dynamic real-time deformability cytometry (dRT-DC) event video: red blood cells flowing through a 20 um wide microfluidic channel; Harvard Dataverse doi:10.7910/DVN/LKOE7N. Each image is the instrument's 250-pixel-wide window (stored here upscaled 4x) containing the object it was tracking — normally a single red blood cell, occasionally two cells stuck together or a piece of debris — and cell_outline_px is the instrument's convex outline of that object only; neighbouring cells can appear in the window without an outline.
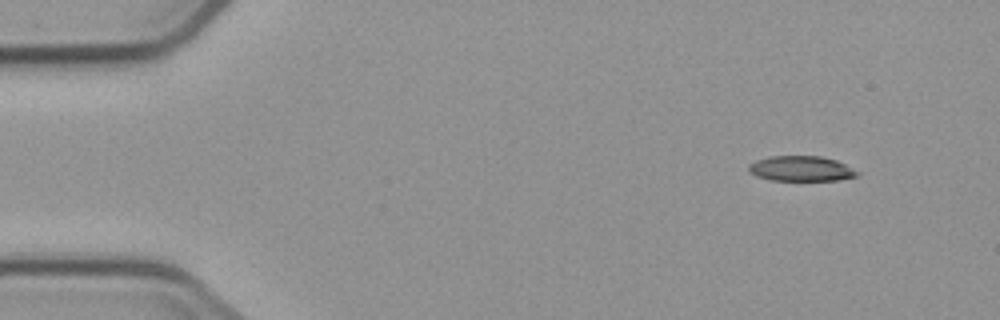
{"species": "common noctule bat (a hibernating species)", "species_latin": "Nyctalus noctula", "temperature_condition": "cold", "stored_images_in_passage": 5, "segment_of_instrument_passage": [1, 2], "camera_frame_rate_fps": 3000, "um_per_image_px": 0.085, "animal": {"sex": "male", "body_mass_g": 23.1, "forearm_length_mm": 52.7}, "frame": {"image": 1, "passage_image": 1, "time_ms": 0.0, "image_size_px": [1000, 320], "cell_outline_px": [[860, 172], [856, 176], [836, 180], [772, 180], [756, 176], [748, 168], [748, 164], [756, 160], [768, 156], [820, 156], [836, 160]], "centroid_in_image_um": [68.08, 14.32], "position_along_channel_um": 16.9, "area_um2": 15.78}}
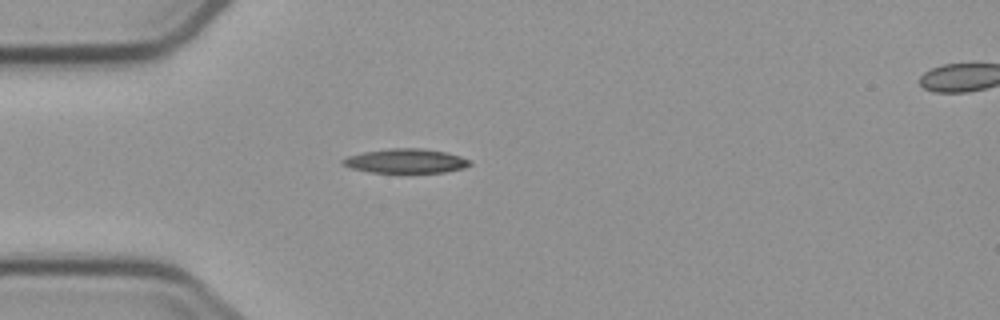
{"frame": {"image": 2, "passage_image": 4, "time_ms": 3.333, "image_size_px": [1000, 320], "cell_outline_px": [[472, 164], [464, 168], [444, 172], [372, 172], [352, 168], [344, 164], [340, 160], [348, 156], [364, 152], [388, 148], [420, 148], [448, 152], [472, 160]], "centroid_in_image_um": [34.55, 13.67], "position_along_channel_um": 50.5, "area_um2": 17.92}}